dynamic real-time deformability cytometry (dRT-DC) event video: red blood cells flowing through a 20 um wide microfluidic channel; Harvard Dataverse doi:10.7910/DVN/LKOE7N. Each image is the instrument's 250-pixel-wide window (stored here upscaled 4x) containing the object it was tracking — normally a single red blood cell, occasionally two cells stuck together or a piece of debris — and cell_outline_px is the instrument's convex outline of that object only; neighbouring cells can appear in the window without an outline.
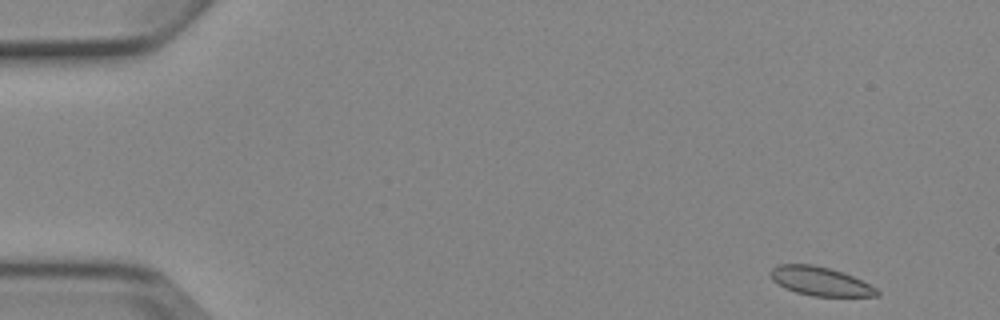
{"species": "Egyptian fruit bat (a non-hibernating species)", "species_latin": "Rousettus aegyptiacus", "temperature_condition": "cold", "stored_images_in_passage": 5, "camera_frame_rate_fps": 3000, "um_per_image_px": 0.085, "animal": {"sex": "female"}, "frame": {"image": 1, "passage_image": 1, "time_ms": 0.0, "image_size_px": [1000, 320], "cell_outline_px": [[880, 296], [812, 296], [796, 292], [784, 288], [772, 280], [768, 272], [776, 264], [812, 264], [844, 272], [876, 288], [880, 292]], "centroid_in_image_um": [69.68, 23.9], "position_along_channel_um": 15.3, "area_um2": 17.92}}
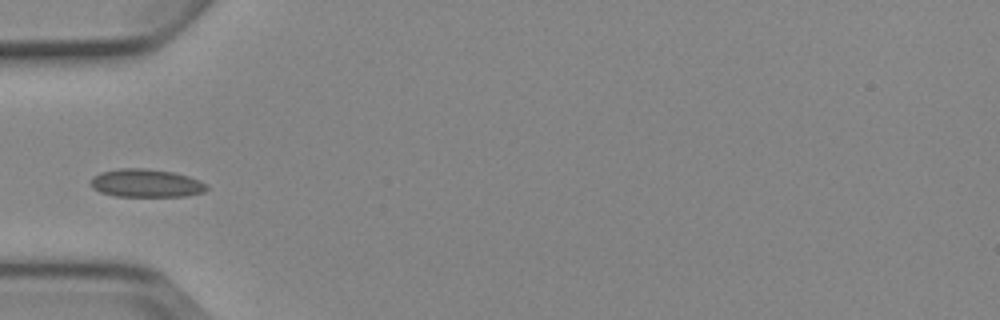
{"frame": {"image": 2, "passage_image": 5, "time_ms": 4.667, "image_size_px": [1000, 320], "cell_outline_px": [[208, 188], [204, 192], [188, 196], [116, 196], [100, 192], [92, 188], [92, 176], [100, 172], [120, 168], [144, 168], [172, 172], [188, 176], [200, 180], [208, 184]], "centroid_in_image_um": [12.44, 15.57], "position_along_channel_um": 72.6, "area_um2": 19.07}}